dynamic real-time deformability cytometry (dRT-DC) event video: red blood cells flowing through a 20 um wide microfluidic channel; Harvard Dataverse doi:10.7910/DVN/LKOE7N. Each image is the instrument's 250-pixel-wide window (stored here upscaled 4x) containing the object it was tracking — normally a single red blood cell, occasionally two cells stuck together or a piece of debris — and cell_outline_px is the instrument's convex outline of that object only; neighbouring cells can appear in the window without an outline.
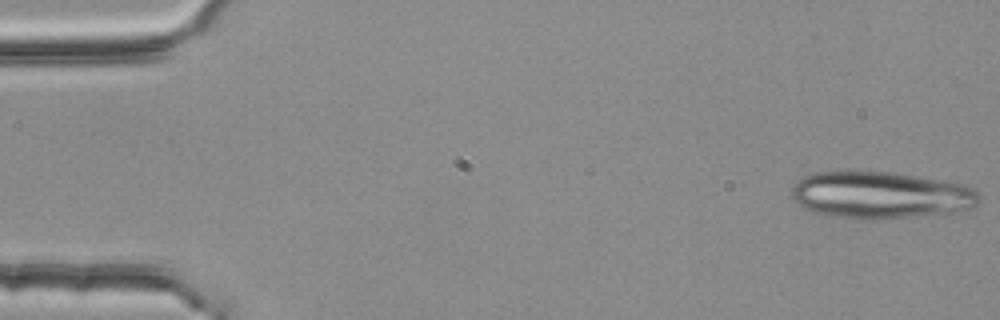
{"species": "common noctule bat (a hibernating species)", "species_latin": "Nyctalus noctula", "temperature_condition": "room temperature", "stored_images_in_passage": 16, "camera_frame_rate_fps": 3000, "um_per_image_px": 0.085, "animal": {"sex": "female", "body_mass_g": 25.1}, "frame": {"image": 1, "passage_image": 1, "time_ms": 0.0, "image_size_px": [1000, 320], "cell_outline_px": [[980, 200], [972, 208], [960, 212], [876, 220], [868, 220], [832, 216], [812, 212], [792, 200], [792, 188], [804, 176], [812, 172], [892, 172], [944, 180], [964, 184], [976, 188], [980, 192]], "centroid_in_image_um": [74.92, 16.59], "position_along_channel_um": 10.1, "area_um2": 51.9}}